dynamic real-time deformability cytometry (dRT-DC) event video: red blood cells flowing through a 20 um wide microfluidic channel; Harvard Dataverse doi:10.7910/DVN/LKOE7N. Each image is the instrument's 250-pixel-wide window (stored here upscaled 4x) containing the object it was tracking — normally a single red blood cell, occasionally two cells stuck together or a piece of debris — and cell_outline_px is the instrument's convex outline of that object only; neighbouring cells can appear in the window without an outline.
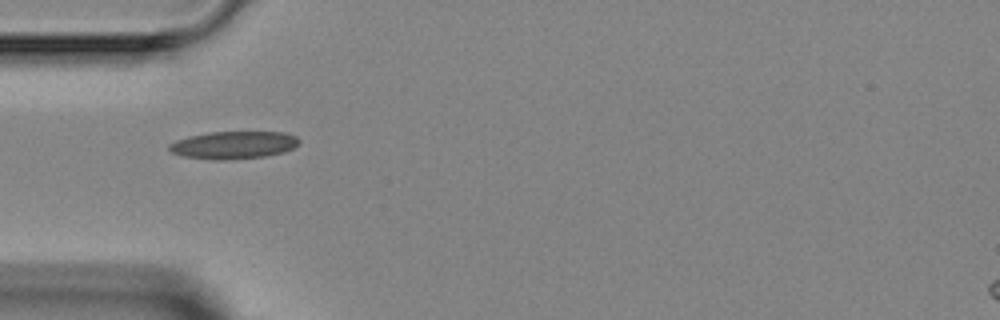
{"species": "Egyptian fruit bat (a non-hibernating species)", "species_latin": "Rousettus aegyptiacus", "temperature_condition": "room temperature", "stored_images_in_passage": 6, "camera_frame_rate_fps": 3000, "um_per_image_px": 0.085, "animal": {"sex": "female"}, "frame": {"image": 1, "passage_image": 3, "time_ms": 3.0, "image_size_px": [1000, 320], "cell_outline_px": [[300, 144], [284, 152], [264, 156], [228, 160], [212, 160], [180, 156], [172, 152], [168, 148], [168, 144], [176, 140], [188, 136], [208, 132], [284, 132], [296, 136], [300, 140]], "centroid_in_image_um": [19.83, 12.33], "position_along_channel_um": 65.2, "area_um2": 21.1}}
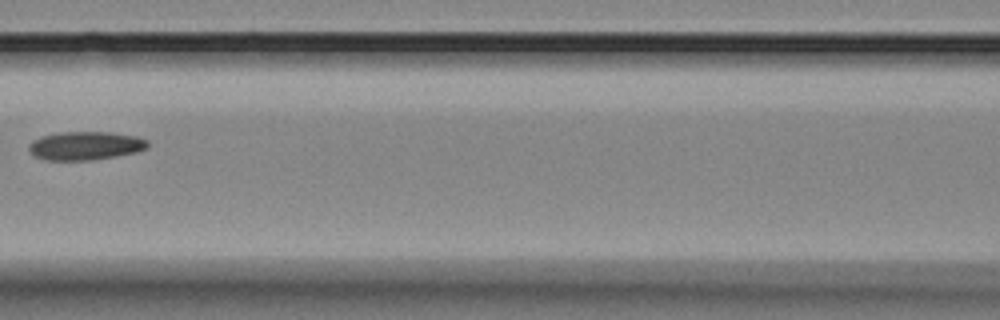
{"frame": {"image": 2, "passage_image": 5, "time_ms": 5.333, "image_size_px": [1000, 320], "cell_outline_px": [[148, 148], [136, 152], [116, 156], [92, 160], [44, 160], [36, 156], [28, 148], [28, 144], [32, 140], [40, 136], [60, 132], [112, 132], [136, 136], [148, 140]], "centroid_in_image_um": [7.26, 12.38], "position_along_channel_um": 159.3, "area_um2": 19.83}}
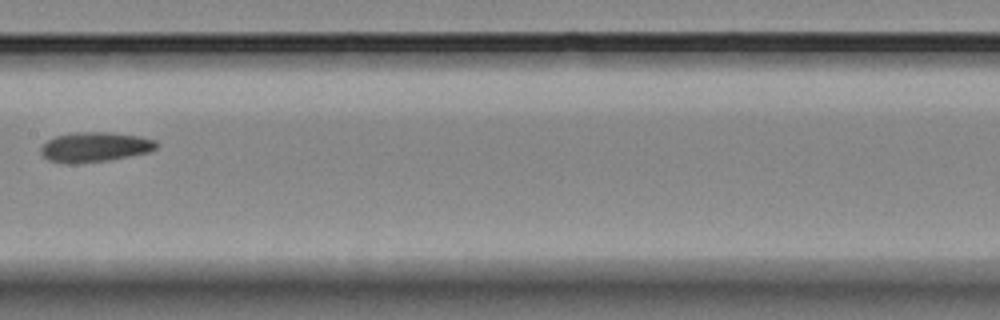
{"frame": {"image": 3, "passage_image": 6, "time_ms": 6.333, "image_size_px": [1000, 320], "cell_outline_px": [[156, 148], [148, 152], [108, 160], [76, 164], [64, 164], [48, 160], [40, 152], [40, 148], [48, 140], [56, 136], [72, 132], [112, 132], [140, 136], [156, 140]], "centroid_in_image_um": [8.03, 12.49], "position_along_channel_um": 199.4, "area_um2": 20.17}}